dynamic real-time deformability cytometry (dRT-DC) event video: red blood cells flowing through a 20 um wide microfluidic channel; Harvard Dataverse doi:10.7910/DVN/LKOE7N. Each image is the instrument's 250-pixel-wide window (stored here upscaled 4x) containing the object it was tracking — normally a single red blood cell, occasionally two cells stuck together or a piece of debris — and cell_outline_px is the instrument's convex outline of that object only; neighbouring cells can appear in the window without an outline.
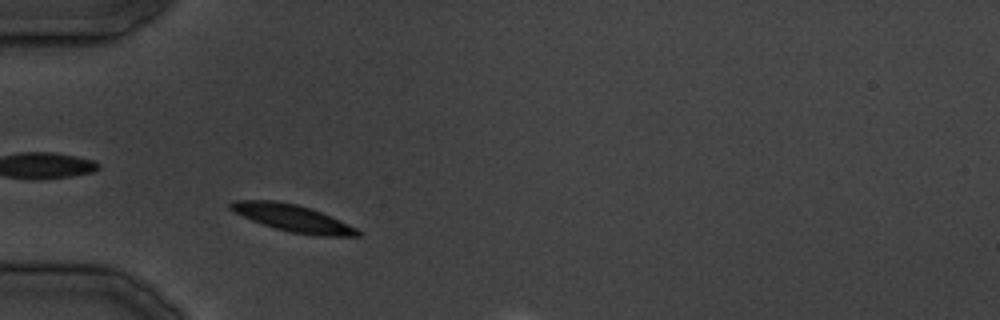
{"species": "common noctule bat (a hibernating species)", "species_latin": "Nyctalus noctula", "temperature_condition": "cold", "stored_images_in_passage": 7, "camera_frame_rate_fps": 3000, "um_per_image_px": 0.085, "animal": {"sex": "male", "body_mass_g": 19.5, "forearm_length_mm": 54.6}, "frame": {"image": 1, "passage_image": 4, "time_ms": 3.333, "image_size_px": [1000, 320], "cell_outline_px": [[360, 236], [320, 236], [292, 232], [276, 228], [252, 220], [228, 208], [228, 204], [232, 200], [276, 200], [296, 204], [320, 212], [356, 228], [360, 232]], "centroid_in_image_um": [24.84, 18.53], "position_along_channel_um": 60.2, "area_um2": 19.54}}